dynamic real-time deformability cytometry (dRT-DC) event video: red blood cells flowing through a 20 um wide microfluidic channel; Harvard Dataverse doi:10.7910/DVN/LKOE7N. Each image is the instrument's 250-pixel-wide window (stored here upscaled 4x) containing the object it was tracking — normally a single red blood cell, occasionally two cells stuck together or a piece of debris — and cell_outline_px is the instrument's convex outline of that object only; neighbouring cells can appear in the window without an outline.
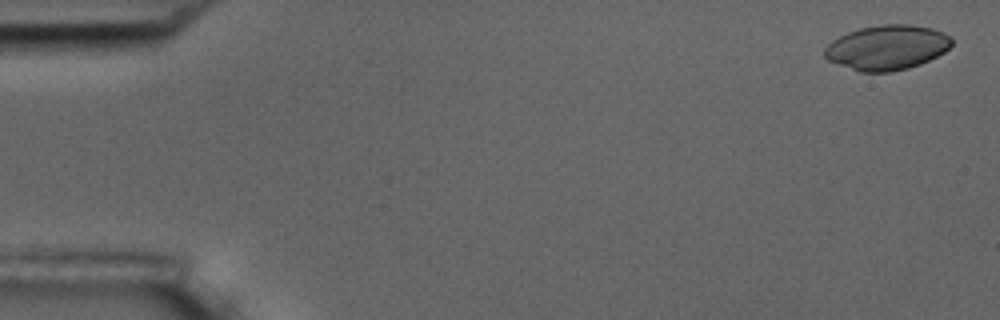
{"species": "common noctule bat (a hibernating species)", "species_latin": "Nyctalus noctula", "temperature_condition": "room temperature", "stored_images_in_passage": 10, "camera_frame_rate_fps": 3000, "um_per_image_px": 0.085, "animal": {"sex": "male", "body_mass_g": 17.5, "forearm_length_mm": 52.3}, "frame": {"image": 1, "passage_image": 1, "time_ms": 0.0, "image_size_px": [1000, 320], "cell_outline_px": [[952, 44], [944, 52], [920, 64], [908, 68], [892, 72], [860, 72], [828, 60], [824, 56], [824, 48], [832, 40], [848, 32], [860, 28], [880, 24], [908, 24], [932, 28], [948, 36], [952, 40]], "centroid_in_image_um": [75.37, 4.04], "position_along_channel_um": 9.6, "area_um2": 33.0}}